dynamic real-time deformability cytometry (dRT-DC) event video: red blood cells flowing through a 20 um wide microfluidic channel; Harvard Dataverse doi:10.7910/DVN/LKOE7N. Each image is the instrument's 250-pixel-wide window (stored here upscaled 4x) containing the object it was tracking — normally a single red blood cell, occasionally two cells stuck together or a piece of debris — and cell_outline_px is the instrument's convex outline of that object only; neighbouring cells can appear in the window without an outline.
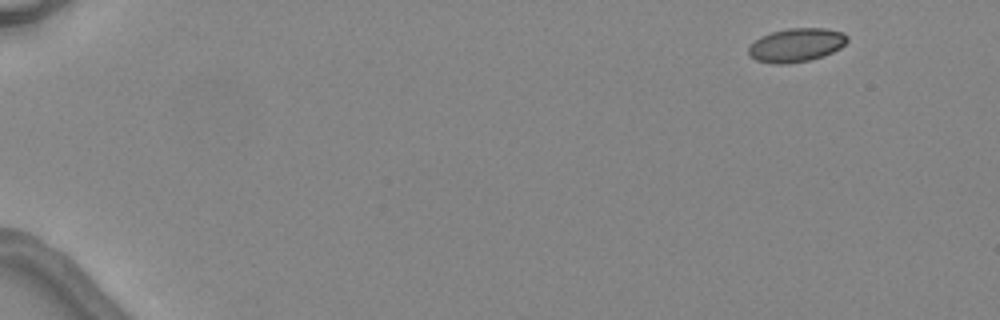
{"species": "common noctule bat (a hibernating species)", "species_latin": "Nyctalus noctula", "temperature_condition": "warm", "stored_images_in_passage": 3, "segment_of_instrument_passage": [2, 2], "camera_frame_rate_fps": 3000, "um_per_image_px": 0.085, "animal": {"sex": "female", "body_mass_g": 24.6, "forearm_length_mm": 56.2}, "frame": {"image": 1, "passage_image": 3, "time_ms": 2.667, "image_size_px": [1000, 320], "cell_outline_px": [[848, 40], [840, 48], [824, 56], [808, 60], [788, 64], [772, 64], [756, 60], [748, 52], [748, 48], [760, 36], [772, 32], [788, 28], [824, 28], [844, 32], [848, 36]], "centroid_in_image_um": [67.7, 3.83], "position_along_channel_um": 17.3, "area_um2": 19.36}}